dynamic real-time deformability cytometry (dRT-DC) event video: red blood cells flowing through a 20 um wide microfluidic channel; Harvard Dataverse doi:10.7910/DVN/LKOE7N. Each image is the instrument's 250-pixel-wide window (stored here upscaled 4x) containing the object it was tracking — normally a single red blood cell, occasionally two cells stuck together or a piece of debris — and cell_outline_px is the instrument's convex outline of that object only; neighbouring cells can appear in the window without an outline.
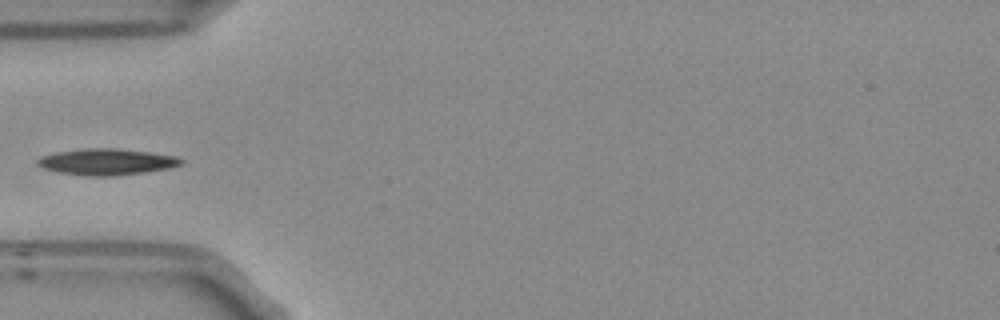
{"species": "Egyptian fruit bat (a non-hibernating species)", "species_latin": "Rousettus aegyptiacus", "temperature_condition": "room temperature", "stored_images_in_passage": 4, "camera_frame_rate_fps": 3000, "um_per_image_px": 0.085, "frame": {"image": 1, "passage_image": 3, "time_ms": 0.667, "image_size_px": [1000, 320], "cell_outline_px": [[184, 164], [172, 168], [144, 172], [112, 176], [80, 176], [56, 172], [44, 168], [36, 164], [36, 160], [40, 156], [56, 152], [88, 148], [116, 148], [148, 152], [176, 156], [184, 160]], "centroid_in_image_um": [9.06, 13.76], "position_along_channel_um": 75.9, "area_um2": 22.25}}
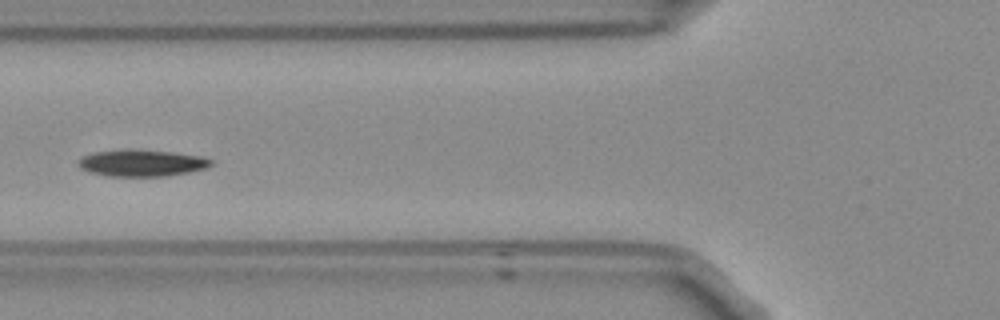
{"frame": {"image": 2, "passage_image": 4, "time_ms": 1.0, "image_size_px": [1000, 320], "cell_outline_px": [[212, 164], [204, 168], [188, 172], [164, 176], [108, 176], [88, 172], [80, 168], [76, 164], [84, 156], [96, 152], [172, 152], [200, 156], [212, 160]], "centroid_in_image_um": [12.05, 13.91], "position_along_channel_um": 113.8, "area_um2": 19.48}}